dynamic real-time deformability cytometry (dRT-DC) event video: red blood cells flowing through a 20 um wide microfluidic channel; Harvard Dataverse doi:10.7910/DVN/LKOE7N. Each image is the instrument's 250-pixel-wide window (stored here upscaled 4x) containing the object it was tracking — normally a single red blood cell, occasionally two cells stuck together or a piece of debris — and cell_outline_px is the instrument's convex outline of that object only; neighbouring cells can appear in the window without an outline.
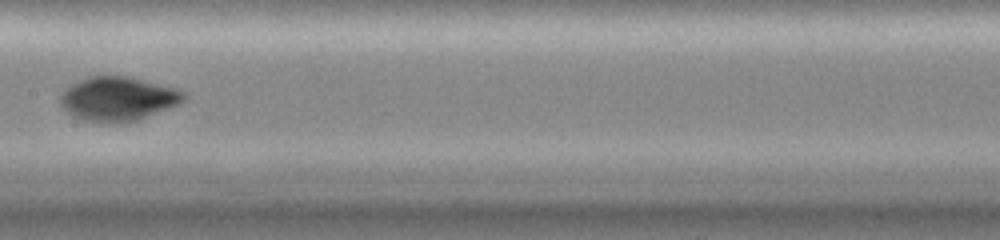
{"species": "common noctule bat (a hibernating species)", "species_latin": "Nyctalus noctula", "temperature_condition": "cold", "stored_images_in_passage": 15, "camera_frame_rate_fps": 3000, "um_per_image_px": 0.085, "animal": {"sex": "female", "body_mass_g": 19.0, "forearm_length_mm": 51.5}, "frame": {"image": 1, "passage_image": 11, "time_ms": 4.667, "image_size_px": [1000, 240], "cell_outline_px": [[188, 100], [180, 104], [136, 120], [112, 124], [108, 124], [84, 120], [72, 116], [60, 104], [60, 96], [72, 84], [88, 76], [128, 76], [176, 88], [188, 92]], "centroid_in_image_um": [10.08, 8.4], "position_along_channel_um": 197.3, "area_um2": 31.91}}